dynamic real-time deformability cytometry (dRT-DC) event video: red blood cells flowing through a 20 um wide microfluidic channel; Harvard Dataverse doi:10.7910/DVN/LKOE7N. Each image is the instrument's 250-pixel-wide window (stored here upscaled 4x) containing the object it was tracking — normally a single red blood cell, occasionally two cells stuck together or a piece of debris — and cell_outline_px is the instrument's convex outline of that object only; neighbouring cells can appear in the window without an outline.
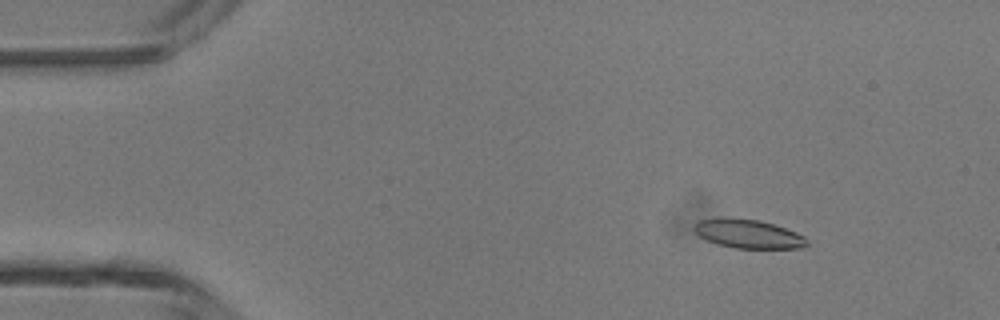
{"species": "common noctule bat (a hibernating species)", "species_latin": "Nyctalus noctula", "temperature_condition": "room temperature", "stored_images_in_passage": 3, "camera_frame_rate_fps": 3000, "um_per_image_px": 0.085, "animal": {"sex": "male", "body_mass_g": 13.3}, "frame": {"image": 1, "passage_image": 1, "time_ms": 0.0, "image_size_px": [1000, 320], "cell_outline_px": [[808, 244], [804, 248], [736, 248], [716, 244], [700, 236], [692, 228], [692, 224], [700, 220], [720, 216], [760, 220], [796, 232], [804, 236], [808, 240]], "centroid_in_image_um": [63.56, 19.86], "position_along_channel_um": 21.4, "area_um2": 19.13}}